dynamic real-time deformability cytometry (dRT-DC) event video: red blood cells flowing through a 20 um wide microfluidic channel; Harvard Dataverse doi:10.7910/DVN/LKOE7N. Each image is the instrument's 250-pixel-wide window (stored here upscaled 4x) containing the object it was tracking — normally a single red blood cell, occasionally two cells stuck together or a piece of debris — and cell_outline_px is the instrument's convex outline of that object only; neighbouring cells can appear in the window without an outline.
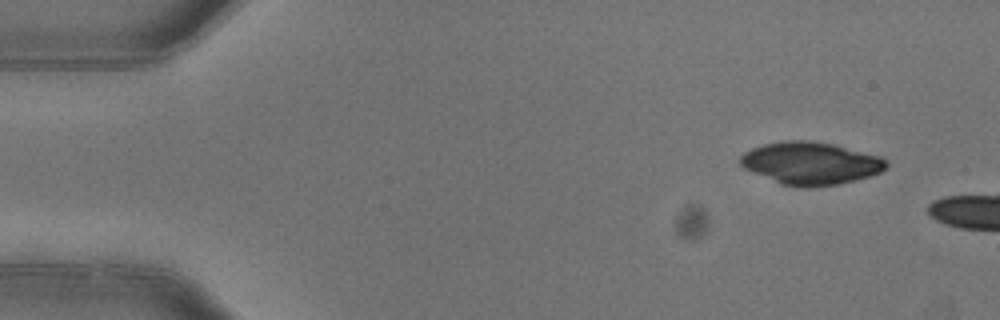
{"species": "common noctule bat (a hibernating species)", "species_latin": "Nyctalus noctula", "temperature_condition": "warm", "stored_images_in_passage": 4, "camera_frame_rate_fps": 3000, "um_per_image_px": 0.085, "animal": {"sex": "female"}, "frame": {"image": 1, "passage_image": 1, "time_ms": 0.0, "image_size_px": [1000, 320], "cell_outline_px": [[888, 164], [880, 172], [868, 176], [836, 184], [808, 188], [780, 184], [744, 168], [740, 164], [740, 156], [744, 152], [752, 148], [764, 144], [784, 140], [808, 140], [832, 144], [880, 156], [888, 160]], "centroid_in_image_um": [68.87, 13.87], "position_along_channel_um": 16.1, "area_um2": 35.89}}